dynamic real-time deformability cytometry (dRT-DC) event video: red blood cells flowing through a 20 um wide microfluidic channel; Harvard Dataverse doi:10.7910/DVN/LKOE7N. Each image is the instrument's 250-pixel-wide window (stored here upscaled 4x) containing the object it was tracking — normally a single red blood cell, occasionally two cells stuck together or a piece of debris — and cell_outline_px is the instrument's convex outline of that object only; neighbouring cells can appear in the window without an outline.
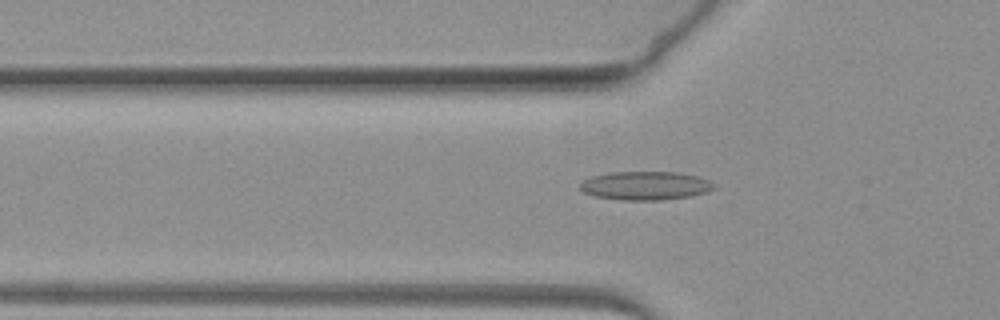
{"species": "common noctule bat (a hibernating species)", "species_latin": "Nyctalus noctula", "temperature_condition": "warm", "stored_images_in_passage": 42, "camera_frame_rate_fps": 3000, "um_per_image_px": 0.085, "animal": {"sex": "female", "body_mass_g": 19.3, "forearm_length_mm": 54.1}, "frame": {"image": 1, "passage_image": 20, "time_ms": 6.333, "image_size_px": [1000, 320], "cell_outline_px": [[716, 188], [708, 192], [688, 196], [660, 200], [624, 200], [596, 196], [584, 192], [580, 188], [580, 184], [584, 180], [592, 176], [608, 172], [676, 172], [696, 176], [708, 180], [716, 184]], "centroid_in_image_um": [54.88, 15.77], "position_along_channel_um": 70.9, "area_um2": 22.2}}
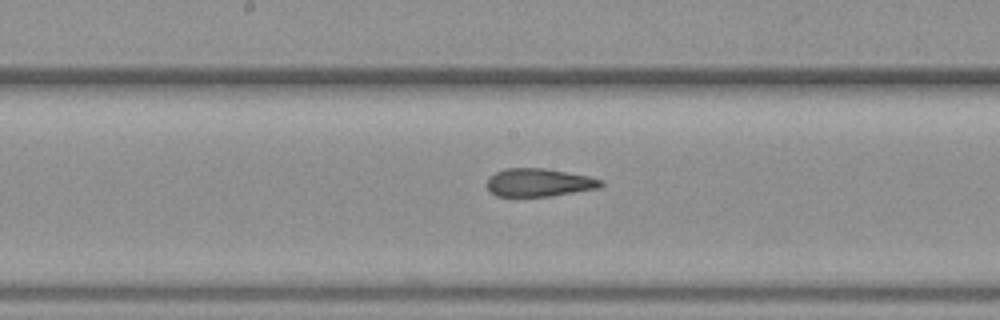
{"frame": {"image": 2, "passage_image": 32, "time_ms": 10.333, "image_size_px": [1000, 320], "cell_outline_px": [[604, 184], [600, 188], [552, 196], [496, 196], [488, 188], [488, 180], [496, 172], [504, 168], [544, 168], [588, 176], [604, 180]], "centroid_in_image_um": [45.87, 15.51], "position_along_channel_um": 202.3, "area_um2": 18.55}}
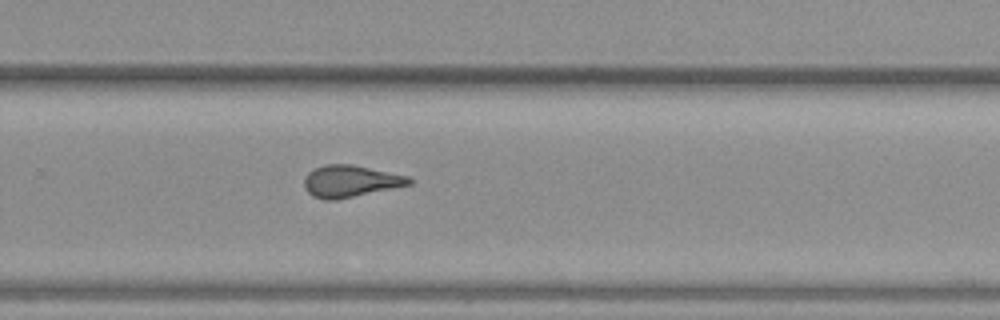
{"frame": {"image": 3, "passage_image": 41, "time_ms": 13.333, "image_size_px": [1000, 320], "cell_outline_px": [[412, 184], [336, 200], [324, 200], [312, 196], [304, 188], [304, 176], [312, 168], [324, 164], [352, 164], [408, 176], [412, 180]], "centroid_in_image_um": [29.73, 15.4], "position_along_channel_um": 300.1, "area_um2": 19.59}}